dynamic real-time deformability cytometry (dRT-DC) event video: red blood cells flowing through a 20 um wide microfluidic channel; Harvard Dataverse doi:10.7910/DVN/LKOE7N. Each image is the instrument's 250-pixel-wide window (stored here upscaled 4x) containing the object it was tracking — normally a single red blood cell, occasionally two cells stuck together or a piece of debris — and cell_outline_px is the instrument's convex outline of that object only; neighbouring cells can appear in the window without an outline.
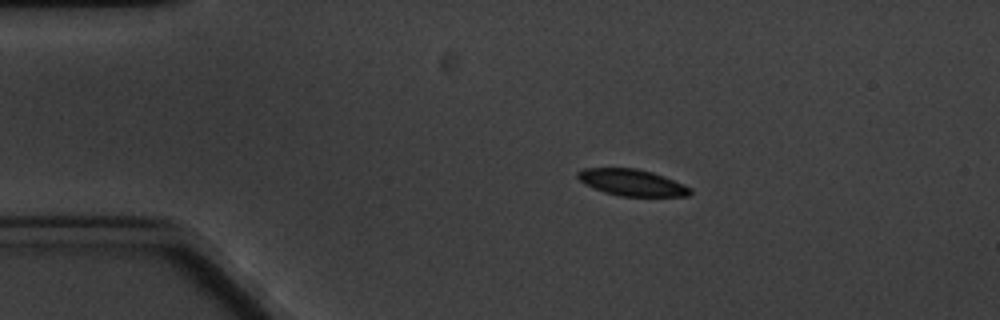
{"species": "common noctule bat (a hibernating species)", "species_latin": "Nyctalus noctula", "temperature_condition": "cold", "stored_images_in_passage": 5, "camera_frame_rate_fps": 3000, "um_per_image_px": 0.085, "animal": {"sex": "male", "body_mass_g": 20.1, "forearm_length_mm": 53.5}, "frame": {"image": 1, "passage_image": 1, "time_ms": 0.0, "image_size_px": [1000, 320], "cell_outline_px": [[692, 192], [688, 196], [620, 196], [604, 192], [584, 184], [576, 176], [576, 172], [584, 168], [636, 168], [652, 172], [664, 176], [684, 184], [692, 188]], "centroid_in_image_um": [53.71, 15.51], "position_along_channel_um": 31.3, "area_um2": 17.46}}
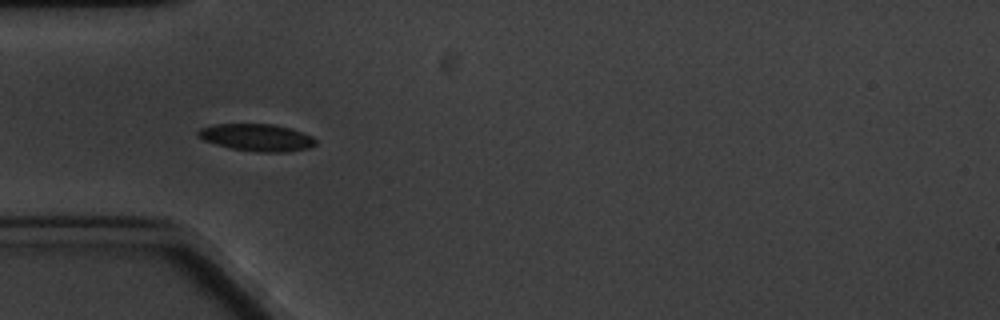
{"frame": {"image": 2, "passage_image": 3, "time_ms": 2.333, "image_size_px": [1000, 320], "cell_outline_px": [[316, 144], [308, 148], [288, 152], [256, 152], [232, 148], [216, 144], [204, 140], [196, 136], [196, 132], [200, 128], [216, 124], [272, 124], [288, 128], [312, 136], [316, 140]], "centroid_in_image_um": [21.8, 11.69], "position_along_channel_um": 63.2, "area_um2": 18.5}}
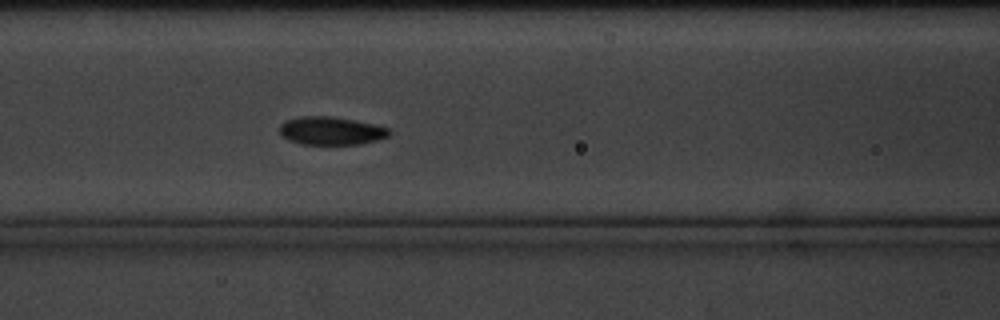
{"frame": {"image": 3, "passage_image": 5, "time_ms": 4.667, "image_size_px": [1000, 320], "cell_outline_px": [[392, 132], [388, 136], [376, 140], [360, 144], [300, 144], [288, 140], [280, 136], [280, 124], [288, 120], [300, 116], [328, 116], [352, 120], [372, 124], [388, 128]], "centroid_in_image_um": [28.1, 11.13], "position_along_channel_um": 138.5, "area_um2": 17.8}}